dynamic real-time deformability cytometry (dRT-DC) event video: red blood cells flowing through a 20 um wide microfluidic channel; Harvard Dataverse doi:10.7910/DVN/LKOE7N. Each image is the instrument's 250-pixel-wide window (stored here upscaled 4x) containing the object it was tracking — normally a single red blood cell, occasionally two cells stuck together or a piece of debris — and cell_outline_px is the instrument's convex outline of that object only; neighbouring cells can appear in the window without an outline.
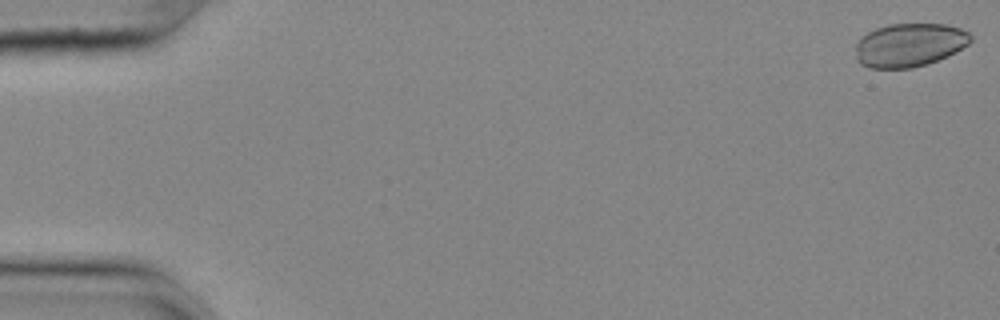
{"species": "common noctule bat (a hibernating species)", "species_latin": "Nyctalus noctula", "temperature_condition": "cold", "stored_images_in_passage": 10, "camera_frame_rate_fps": 3000, "um_per_image_px": 0.085, "animal": {"sex": "female", "body_mass_g": 25.1}, "frame": {"image": 1, "passage_image": 1, "time_ms": 0.0, "image_size_px": [1000, 320], "cell_outline_px": [[972, 40], [968, 44], [928, 64], [912, 68], [868, 68], [860, 64], [856, 56], [856, 40], [868, 32], [876, 28], [888, 24], [944, 24], [960, 28], [968, 32], [972, 36]], "centroid_in_image_um": [77.25, 3.82], "position_along_channel_um": 7.7, "area_um2": 29.07}}